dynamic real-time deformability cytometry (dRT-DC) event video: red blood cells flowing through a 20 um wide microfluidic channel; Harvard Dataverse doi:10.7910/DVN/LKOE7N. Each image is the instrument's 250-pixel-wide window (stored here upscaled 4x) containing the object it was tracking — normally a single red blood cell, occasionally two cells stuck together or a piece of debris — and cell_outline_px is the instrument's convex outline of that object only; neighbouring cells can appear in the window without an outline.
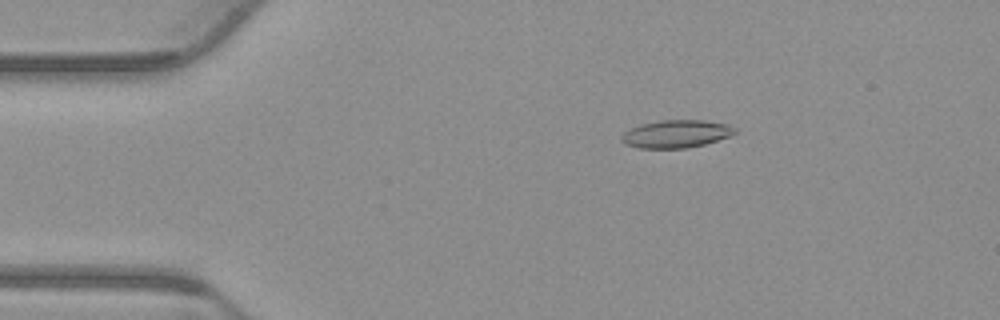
{"species": "common noctule bat (a hibernating species)", "species_latin": "Nyctalus noctula", "temperature_condition": "warm", "stored_images_in_passage": 53, "camera_frame_rate_fps": 3000, "um_per_image_px": 0.085, "animal": {"sex": "male", "body_mass_g": 23.1, "forearm_length_mm": 52.7}, "frame": {"image": 1, "passage_image": 9, "time_ms": 2.667, "image_size_px": [1000, 320], "cell_outline_px": [[736, 132], [728, 136], [704, 144], [688, 148], [636, 148], [624, 144], [620, 140], [620, 136], [624, 132], [640, 124], [660, 120], [704, 120], [728, 124], [736, 128]], "centroid_in_image_um": [57.43, 11.38], "position_along_channel_um": 27.6, "area_um2": 18.38}}
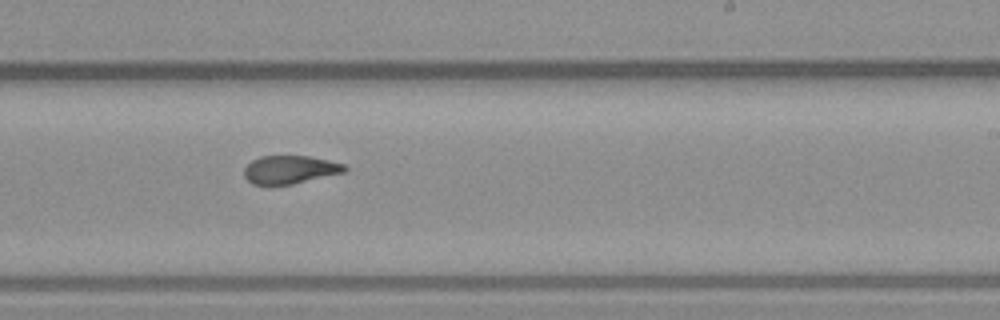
{"frame": {"image": 2, "passage_image": 32, "time_ms": 10.333, "image_size_px": [1000, 320], "cell_outline_px": [[348, 168], [344, 172], [292, 184], [252, 184], [244, 176], [244, 168], [252, 160], [260, 156], [308, 156], [328, 160], [344, 164]], "centroid_in_image_um": [24.63, 14.41], "position_along_channel_um": 264.4, "area_um2": 16.3}}
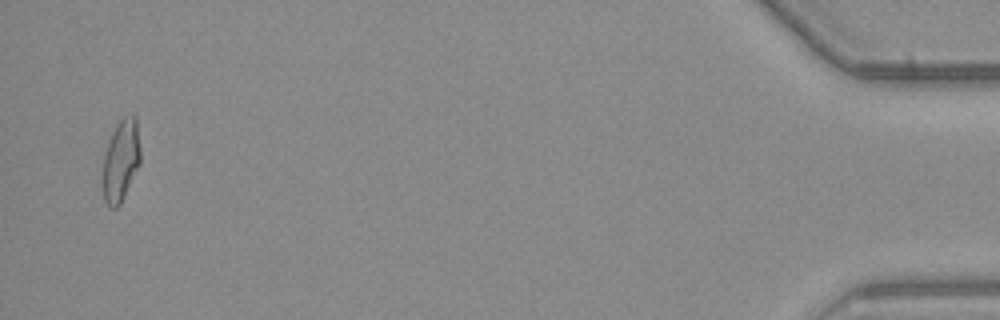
{"frame": {"image": 3, "passage_image": 52, "time_ms": 17.0, "image_size_px": [1000, 320], "cell_outline_px": [[140, 164], [120, 204], [116, 208], [108, 208], [104, 200], [100, 184], [104, 156], [112, 132], [116, 124], [124, 116], [136, 116], [140, 148]], "centroid_in_image_um": [10.24, 13.71], "position_along_channel_um": 425.0, "area_um2": 18.26}, "authors_computed_cell_mechanics": {"area_um2": 17.7446, "velocity_mm_per_s": 3.8298, "shape_relaxation_time_tau1_ms": 6.6698, "shape_relaxation_time_tau2_ms": 2.0436, "deformation_change_tau1": 0.2065, "deformation_change_tau2": 0.0841}}